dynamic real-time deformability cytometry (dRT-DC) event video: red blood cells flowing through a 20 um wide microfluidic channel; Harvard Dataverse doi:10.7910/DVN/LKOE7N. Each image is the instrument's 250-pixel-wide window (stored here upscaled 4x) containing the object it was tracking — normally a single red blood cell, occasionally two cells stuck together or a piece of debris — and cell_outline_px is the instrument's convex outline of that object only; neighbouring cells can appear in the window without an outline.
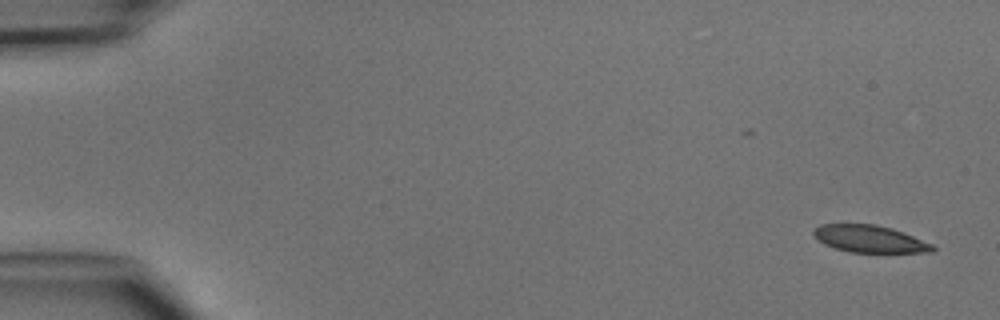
{"species": "common noctule bat (a hibernating species)", "species_latin": "Nyctalus noctula", "temperature_condition": "cold", "stored_images_in_passage": 5, "camera_frame_rate_fps": 3000, "um_per_image_px": 0.085, "animal": {"sex": "male", "body_mass_g": 15.6}, "frame": {"image": 1, "passage_image": 1, "time_ms": 0.0, "image_size_px": [1000, 320], "cell_outline_px": [[936, 252], [848, 252], [824, 244], [812, 232], [812, 228], [820, 224], [876, 224], [892, 228], [904, 232], [932, 244], [936, 248]], "centroid_in_image_um": [73.93, 20.3], "position_along_channel_um": 11.1, "area_um2": 18.84}}
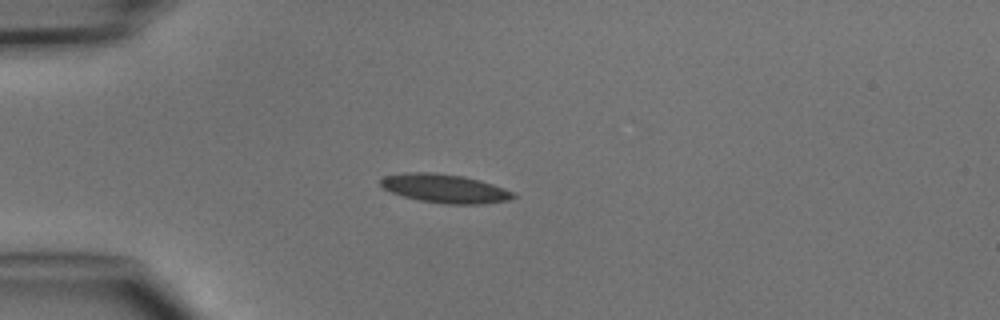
{"frame": {"image": 2, "passage_image": 4, "time_ms": 3.667, "image_size_px": [1000, 320], "cell_outline_px": [[516, 196], [508, 200], [484, 204], [444, 204], [420, 200], [404, 196], [392, 192], [384, 188], [380, 184], [380, 180], [384, 176], [408, 172], [436, 172], [464, 176], [480, 180], [504, 188], [512, 192]], "centroid_in_image_um": [37.81, 16.01], "position_along_channel_um": 47.2, "area_um2": 22.14}}